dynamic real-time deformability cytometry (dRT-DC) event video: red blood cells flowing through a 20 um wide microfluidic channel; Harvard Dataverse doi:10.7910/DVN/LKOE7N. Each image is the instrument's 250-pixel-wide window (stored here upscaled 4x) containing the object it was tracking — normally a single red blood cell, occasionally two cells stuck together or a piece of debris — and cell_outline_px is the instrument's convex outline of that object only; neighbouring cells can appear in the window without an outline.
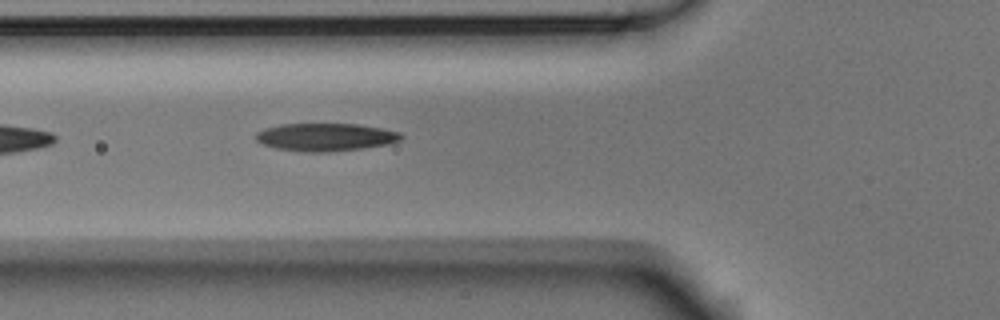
{"species": "Egyptian fruit bat (a non-hibernating species)", "species_latin": "Rousettus aegyptiacus", "temperature_condition": "room temperature", "stored_images_in_passage": 5, "camera_frame_rate_fps": 3000, "um_per_image_px": 0.085, "animal": {"sex": "male"}, "frame": {"image": 1, "passage_image": 5, "time_ms": 1.333, "image_size_px": [1000, 320], "cell_outline_px": [[404, 136], [400, 140], [388, 144], [364, 148], [328, 152], [300, 152], [276, 148], [260, 144], [256, 140], [256, 132], [264, 128], [280, 124], [360, 124], [400, 132]], "centroid_in_image_um": [27.65, 11.66], "position_along_channel_um": 98.2, "area_um2": 23.76}}